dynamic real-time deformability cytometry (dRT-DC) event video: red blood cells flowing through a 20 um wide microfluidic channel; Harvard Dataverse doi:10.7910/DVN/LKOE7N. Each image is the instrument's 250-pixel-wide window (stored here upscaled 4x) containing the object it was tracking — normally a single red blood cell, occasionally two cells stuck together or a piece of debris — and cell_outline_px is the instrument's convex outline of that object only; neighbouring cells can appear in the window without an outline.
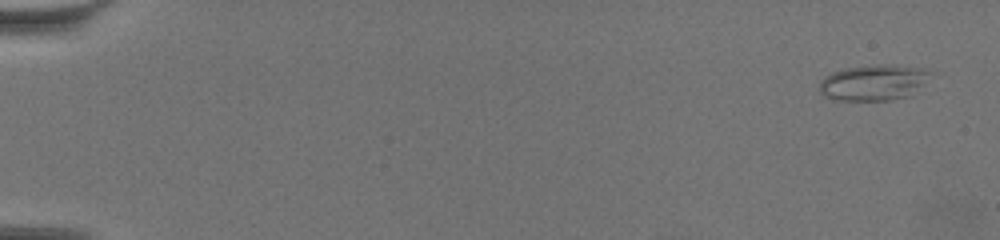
{"species": "common noctule bat (a hibernating species)", "species_latin": "Nyctalus noctula", "temperature_condition": "warm", "stored_images_in_passage": 61, "camera_frame_rate_fps": 3000, "um_per_image_px": 0.085, "animal": {"sex": "female", "body_mass_g": 19.5, "forearm_length_mm": 54.1}, "frame": {"image": 1, "passage_image": 1, "time_ms": 0.0, "image_size_px": [1000, 240], "cell_outline_px": [[936, 72], [912, 96], [888, 100], [836, 100], [824, 96], [820, 92], [820, 80], [832, 72], [844, 68], [880, 64], [892, 64], [928, 68]], "centroid_in_image_um": [74.35, 7.0], "position_along_channel_um": 10.6, "area_um2": 23.76}}
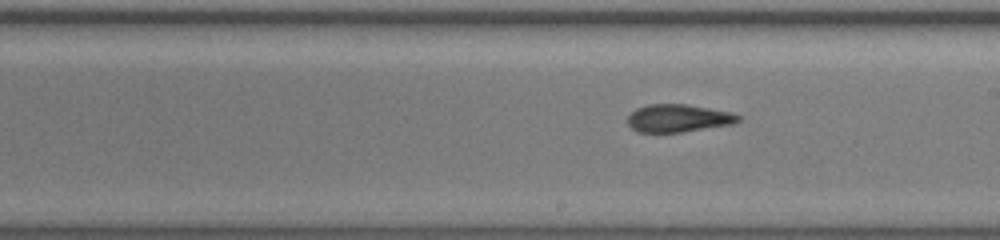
{"frame": {"image": 2, "passage_image": 36, "time_ms": 11.667, "image_size_px": [1000, 240], "cell_outline_px": [[740, 120], [732, 124], [684, 132], [636, 132], [628, 124], [628, 116], [636, 108], [648, 104], [684, 104], [732, 112], [740, 116]], "centroid_in_image_um": [57.64, 10.05], "position_along_channel_um": 231.4, "area_um2": 17.86}}
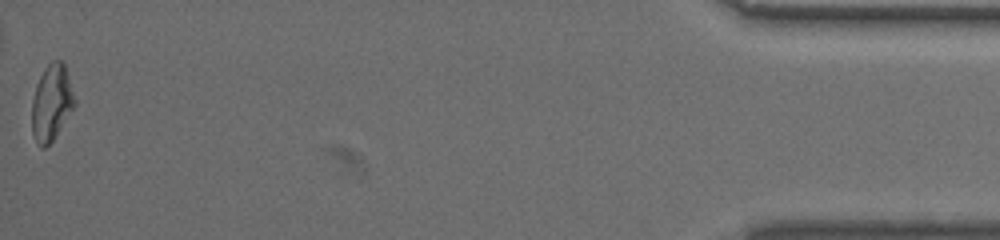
{"frame": {"image": 3, "passage_image": 61, "time_ms": 20.0, "image_size_px": [1000, 240], "cell_outline_px": [[76, 104], [52, 140], [44, 148], [40, 148], [36, 144], [32, 132], [32, 100], [36, 84], [44, 68], [52, 60], [60, 60], [64, 64], [76, 100]], "centroid_in_image_um": [4.37, 8.73], "position_along_channel_um": 430.8, "area_um2": 18.84}, "authors_computed_cell_mechanics": {"area_um2": 18.7272, "velocity_mm_per_s": 3.437, "shape_relaxation_time_tau1_ms": null, "shape_relaxation_time_tau2_ms": 3.7276, "deformation_change_tau1": null, "deformation_change_tau2": 0.1053}}